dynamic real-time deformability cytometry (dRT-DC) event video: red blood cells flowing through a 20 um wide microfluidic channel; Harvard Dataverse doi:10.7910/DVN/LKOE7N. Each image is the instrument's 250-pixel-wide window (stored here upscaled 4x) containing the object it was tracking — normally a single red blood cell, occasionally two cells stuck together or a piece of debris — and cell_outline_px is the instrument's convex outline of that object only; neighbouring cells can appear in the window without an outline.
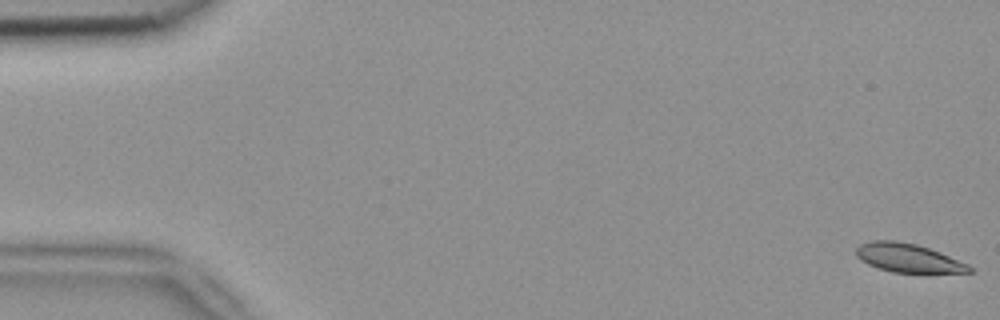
{"species": "common noctule bat (a hibernating species)", "species_latin": "Nyctalus noctula", "temperature_condition": "room temperature", "stored_images_in_passage": 4, "camera_frame_rate_fps": 3000, "um_per_image_px": 0.085, "animal": {"sex": "female", "body_mass_g": 18.4}, "frame": {"image": 1, "passage_image": 1, "time_ms": 0.0, "image_size_px": [1000, 320], "cell_outline_px": [[972, 272], [892, 272], [868, 264], [860, 260], [856, 256], [856, 248], [860, 244], [872, 240], [896, 240], [916, 244], [940, 252], [968, 264], [972, 268]], "centroid_in_image_um": [77.16, 21.91], "position_along_channel_um": 7.8, "area_um2": 18.73}}
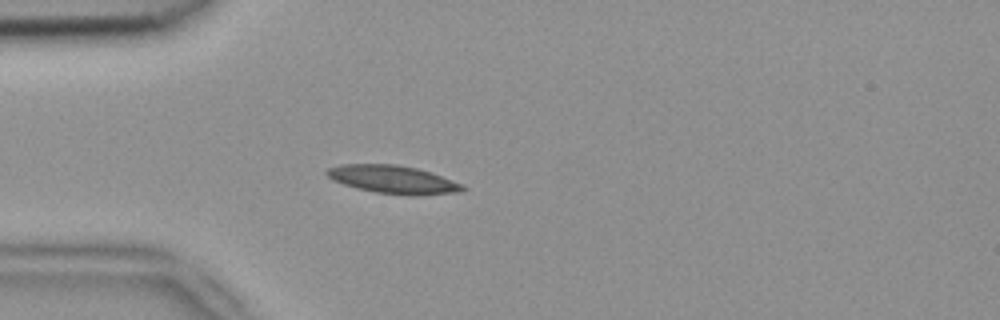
{"frame": {"image": 2, "passage_image": 4, "time_ms": 1.0, "image_size_px": [1000, 320], "cell_outline_px": [[468, 188], [460, 192], [416, 196], [408, 196], [376, 192], [356, 188], [332, 180], [324, 172], [328, 168], [340, 164], [396, 164], [416, 168], [464, 184]], "centroid_in_image_um": [33.41, 15.27], "position_along_channel_um": 51.6, "area_um2": 22.31}}